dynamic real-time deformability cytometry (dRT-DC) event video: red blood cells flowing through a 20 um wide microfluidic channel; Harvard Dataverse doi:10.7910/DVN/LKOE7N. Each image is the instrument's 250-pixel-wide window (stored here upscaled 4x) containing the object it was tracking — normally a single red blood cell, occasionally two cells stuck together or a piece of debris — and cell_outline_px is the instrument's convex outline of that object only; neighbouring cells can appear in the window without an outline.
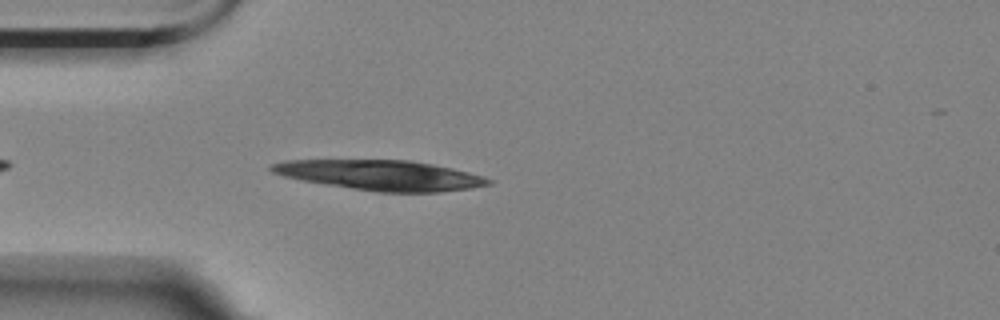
{"species": "Egyptian fruit bat (a non-hibernating species)", "species_latin": "Rousettus aegyptiacus", "temperature_condition": "room temperature", "stored_images_in_passage": 3, "camera_frame_rate_fps": 3000, "um_per_image_px": 0.085, "animal": {"sex": "female"}, "frame": {"image": 1, "passage_image": 3, "time_ms": 3.333, "image_size_px": [1000, 320], "cell_outline_px": [[492, 184], [472, 188], [440, 192], [380, 192], [352, 188], [300, 180], [284, 176], [272, 172], [268, 168], [268, 164], [284, 160], [408, 160], [432, 164], [452, 168], [484, 176], [492, 180]], "centroid_in_image_um": [32.35, 14.89], "position_along_channel_um": 52.7, "area_um2": 37.97}}